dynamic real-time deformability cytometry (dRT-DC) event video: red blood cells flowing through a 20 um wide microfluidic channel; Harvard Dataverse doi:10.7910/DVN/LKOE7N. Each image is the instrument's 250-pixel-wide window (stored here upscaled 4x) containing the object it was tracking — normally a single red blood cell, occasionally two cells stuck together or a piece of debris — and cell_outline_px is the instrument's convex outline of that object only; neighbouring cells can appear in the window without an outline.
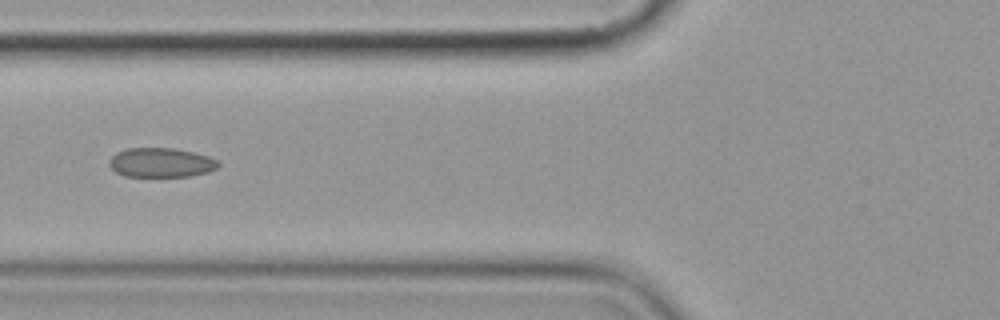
{"species": "common noctule bat (a hibernating species)", "species_latin": "Nyctalus noctula", "temperature_condition": "cold", "stored_images_in_passage": 9, "camera_frame_rate_fps": 3000, "um_per_image_px": 0.085, "animal": {"sex": "female", "body_mass_g": 19.9}, "frame": {"image": 1, "passage_image": 7, "time_ms": 7.0, "image_size_px": [1000, 320], "cell_outline_px": [[220, 164], [216, 168], [208, 172], [188, 176], [124, 176], [116, 172], [108, 164], [108, 160], [116, 152], [128, 148], [172, 148], [192, 152], [208, 156], [216, 160]], "centroid_in_image_um": [13.65, 13.82], "position_along_channel_um": 112.1, "area_um2": 18.55}}
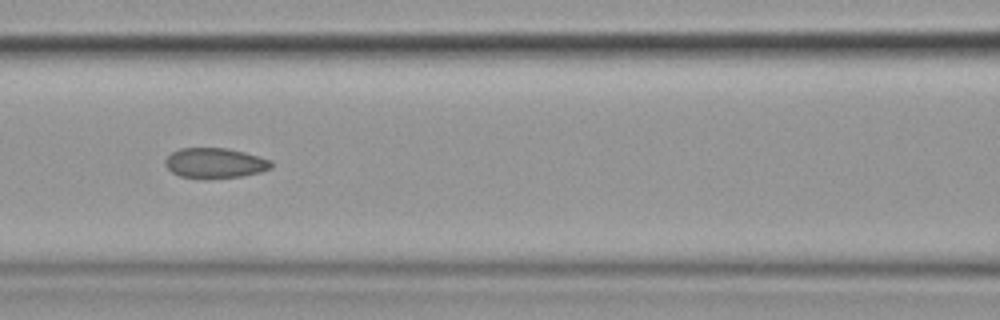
{"frame": {"image": 2, "passage_image": 8, "time_ms": 8.0, "image_size_px": [1000, 320], "cell_outline_px": [[272, 168], [260, 172], [244, 176], [204, 180], [180, 176], [172, 172], [164, 164], [164, 160], [172, 152], [180, 148], [228, 148], [244, 152], [272, 160]], "centroid_in_image_um": [18.27, 13.88], "position_along_channel_um": 148.3, "area_um2": 19.02}}
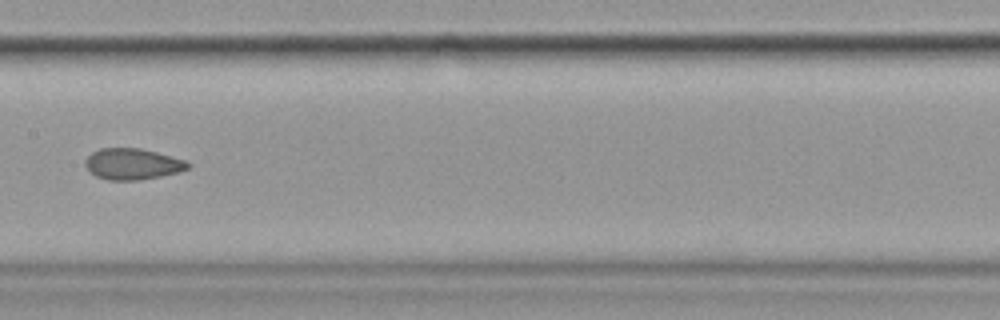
{"frame": {"image": 3, "passage_image": 9, "time_ms": 9.333, "image_size_px": [1000, 320], "cell_outline_px": [[192, 164], [188, 168], [180, 172], [140, 180], [108, 180], [96, 176], [84, 164], [84, 160], [92, 152], [100, 148], [140, 148], [156, 152], [184, 160]], "centroid_in_image_um": [11.26, 13.94], "position_along_channel_um": 196.1, "area_um2": 18.55}}